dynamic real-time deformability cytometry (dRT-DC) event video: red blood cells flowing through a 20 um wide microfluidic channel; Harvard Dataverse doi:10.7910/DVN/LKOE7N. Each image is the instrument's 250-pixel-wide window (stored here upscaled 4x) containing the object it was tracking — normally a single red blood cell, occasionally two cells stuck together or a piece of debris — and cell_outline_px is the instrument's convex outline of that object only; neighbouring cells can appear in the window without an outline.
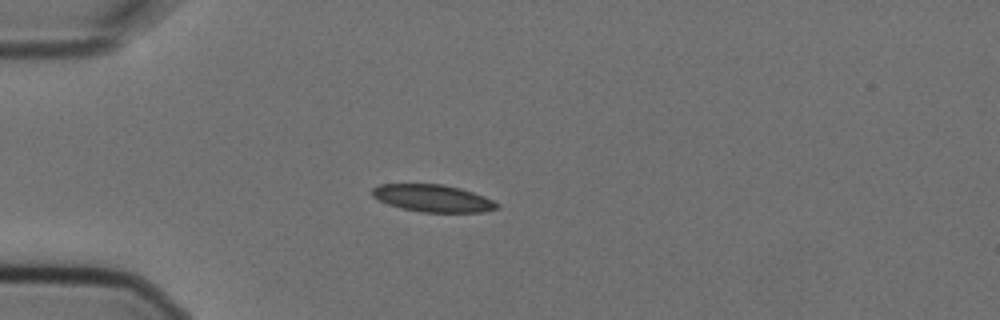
{"species": "Egyptian fruit bat (a non-hibernating species)", "species_latin": "Rousettus aegyptiacus", "temperature_condition": "cold", "stored_images_in_passage": 6, "camera_frame_rate_fps": 3000, "um_per_image_px": 0.085, "animal": {"sex": "female"}, "frame": {"image": 1, "passage_image": 4, "time_ms": 1.0, "image_size_px": [1000, 320], "cell_outline_px": [[500, 208], [480, 212], [420, 212], [400, 208], [388, 204], [372, 196], [372, 188], [380, 184], [444, 184], [460, 188], [484, 196], [500, 204]], "centroid_in_image_um": [36.8, 16.85], "position_along_channel_um": 48.2, "area_um2": 19.83}}
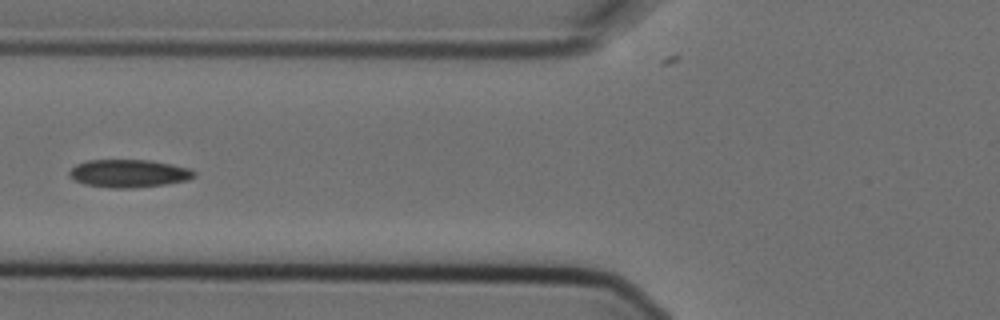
{"frame": {"image": 2, "passage_image": 6, "time_ms": 1.667, "image_size_px": [1000, 320], "cell_outline_px": [[196, 176], [188, 180], [164, 184], [132, 188], [112, 188], [84, 184], [68, 176], [68, 172], [76, 164], [88, 160], [148, 160], [172, 164], [192, 168], [196, 172]], "centroid_in_image_um": [10.97, 14.73], "position_along_channel_um": 114.8, "area_um2": 20.35}}